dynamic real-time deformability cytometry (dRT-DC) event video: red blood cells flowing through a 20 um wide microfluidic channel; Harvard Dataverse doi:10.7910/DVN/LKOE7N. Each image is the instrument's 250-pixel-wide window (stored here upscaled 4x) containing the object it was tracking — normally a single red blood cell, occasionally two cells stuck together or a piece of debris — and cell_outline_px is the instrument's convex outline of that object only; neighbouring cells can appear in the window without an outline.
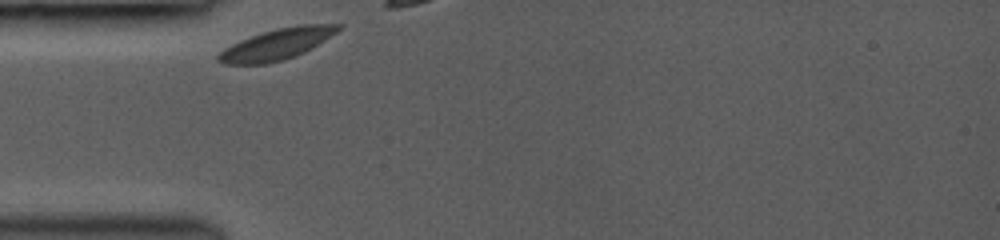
{"species": "common noctule bat (a hibernating species)", "species_latin": "Nyctalus noctula", "temperature_condition": "room temperature", "stored_images_in_passage": 4, "camera_frame_rate_fps": 3000, "um_per_image_px": 0.085, "animal": {"sex": "female", "body_mass_g": 19.0, "forearm_length_mm": 53.3}, "frame": {"image": 1, "passage_image": 1, "time_ms": 0.0, "image_size_px": [1000, 240], "cell_outline_px": [[344, 24], [336, 32], [324, 40], [304, 52], [284, 60], [264, 64], [224, 64], [216, 60], [216, 56], [224, 48], [240, 40], [276, 28], [300, 24]], "centroid_in_image_um": [23.51, 3.76], "position_along_channel_um": 61.5, "area_um2": 21.44}}